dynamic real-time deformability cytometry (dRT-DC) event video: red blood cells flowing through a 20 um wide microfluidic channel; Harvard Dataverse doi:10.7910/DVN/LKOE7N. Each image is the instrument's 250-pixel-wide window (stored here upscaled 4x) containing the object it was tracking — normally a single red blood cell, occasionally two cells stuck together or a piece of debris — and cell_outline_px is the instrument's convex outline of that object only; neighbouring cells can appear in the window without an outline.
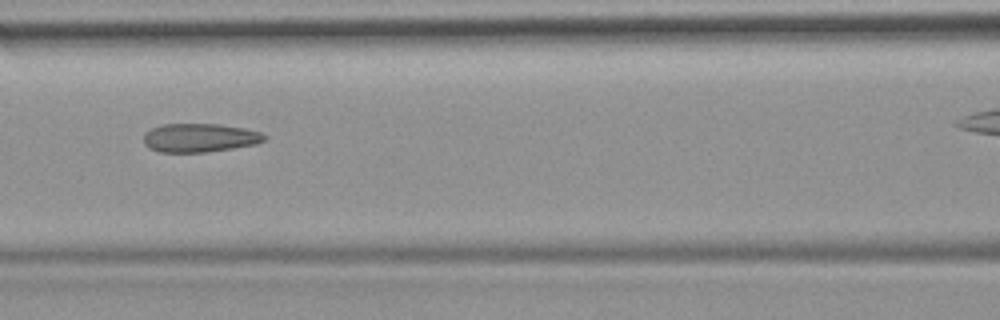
{"species": "common noctule bat (a hibernating species)", "species_latin": "Nyctalus noctula", "temperature_condition": "room temperature", "stored_images_in_passage": 31, "camera_frame_rate_fps": 3000, "um_per_image_px": 0.085, "animal": {"sex": "female", "body_mass_g": 19.9}, "frame": {"image": 1, "passage_image": 10, "time_ms": 3.0, "image_size_px": [1000, 320], "cell_outline_px": [[268, 136], [264, 140], [256, 144], [232, 148], [204, 152], [160, 152], [148, 148], [144, 144], [144, 132], [152, 128], [164, 124], [220, 124], [244, 128], [260, 132]], "centroid_in_image_um": [16.96, 11.71], "position_along_channel_um": 149.6, "area_um2": 20.17}}